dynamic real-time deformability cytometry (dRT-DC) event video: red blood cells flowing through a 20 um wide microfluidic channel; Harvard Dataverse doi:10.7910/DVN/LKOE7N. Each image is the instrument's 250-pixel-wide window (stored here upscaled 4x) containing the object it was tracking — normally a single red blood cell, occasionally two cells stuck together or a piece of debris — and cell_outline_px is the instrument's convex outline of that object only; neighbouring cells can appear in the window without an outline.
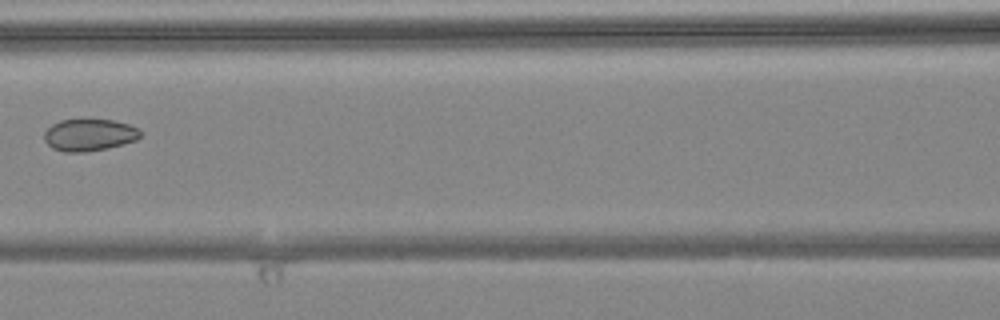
{"species": "common noctule bat (a hibernating species)", "species_latin": "Nyctalus noctula", "temperature_condition": "warm", "stored_images_in_passage": 5, "camera_frame_rate_fps": 3000, "um_per_image_px": 0.085, "animal": {"sex": "female", "body_mass_g": 24.6, "forearm_length_mm": 56.2}, "frame": {"image": 1, "passage_image": 4, "time_ms": 1.0, "image_size_px": [1000, 320], "cell_outline_px": [[140, 136], [136, 140], [108, 148], [84, 152], [64, 152], [52, 148], [44, 140], [44, 132], [52, 124], [60, 120], [112, 120], [128, 124], [140, 128]], "centroid_in_image_um": [7.58, 11.47], "position_along_channel_um": 159.0, "area_um2": 17.86}}
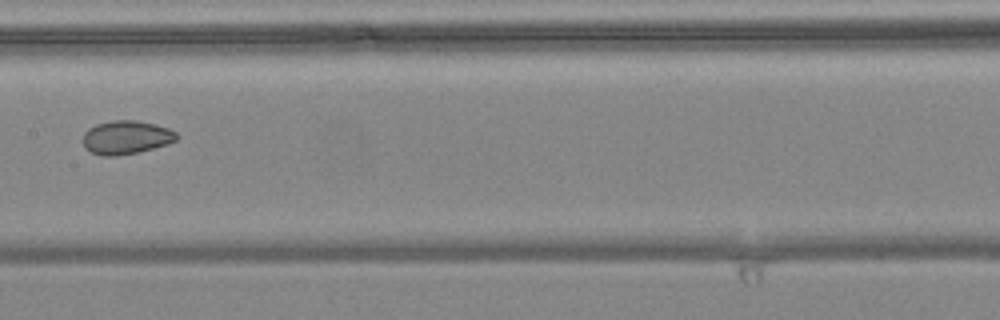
{"frame": {"image": 2, "passage_image": 5, "time_ms": 1.333, "image_size_px": [1000, 320], "cell_outline_px": [[176, 140], [168, 144], [136, 152], [116, 156], [100, 156], [84, 148], [84, 132], [88, 128], [96, 124], [112, 120], [136, 120], [156, 124], [168, 128], [176, 132]], "centroid_in_image_um": [10.7, 11.67], "position_along_channel_um": 196.7, "area_um2": 18.26}}